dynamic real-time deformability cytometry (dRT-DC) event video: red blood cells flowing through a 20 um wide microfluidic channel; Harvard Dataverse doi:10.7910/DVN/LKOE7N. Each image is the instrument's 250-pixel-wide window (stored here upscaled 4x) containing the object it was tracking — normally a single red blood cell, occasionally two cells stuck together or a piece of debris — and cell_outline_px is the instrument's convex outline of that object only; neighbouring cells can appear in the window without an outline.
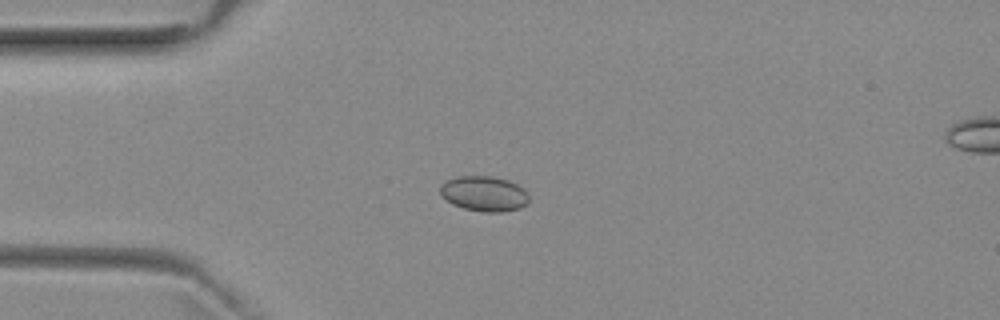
{"species": "common noctule bat (a hibernating species)", "species_latin": "Nyctalus noctula", "temperature_condition": "room temperature", "stored_images_in_passage": 50, "camera_frame_rate_fps": 3000, "um_per_image_px": 0.085, "animal": {"sex": "female", "body_mass_g": 29.2, "forearm_length_mm": 56.3}, "frame": {"image": 1, "passage_image": 11, "time_ms": 3.333, "image_size_px": [1000, 320], "cell_outline_px": [[528, 204], [520, 208], [504, 212], [484, 212], [464, 208], [452, 204], [440, 192], [440, 184], [444, 180], [460, 176], [492, 176], [508, 180], [524, 188], [528, 192]], "centroid_in_image_um": [41.17, 16.46], "position_along_channel_um": 43.8, "area_um2": 18.32}}
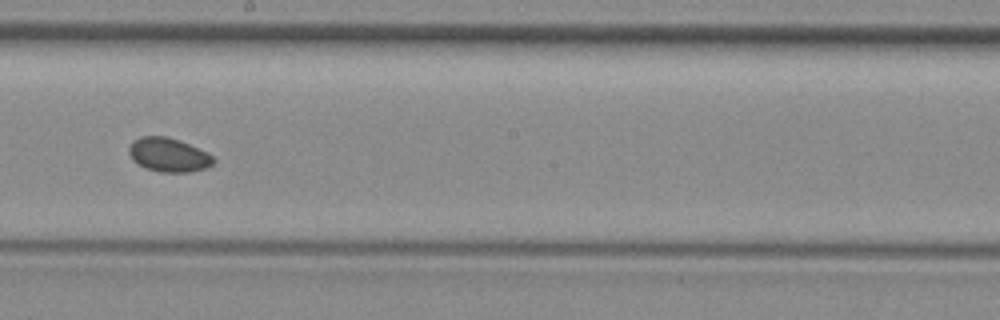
{"frame": {"image": 2, "passage_image": 27, "time_ms": 8.667, "image_size_px": [1000, 320], "cell_outline_px": [[216, 160], [212, 164], [204, 168], [188, 172], [160, 172], [144, 168], [132, 160], [128, 152], [128, 148], [140, 136], [164, 136], [180, 140], [208, 152]], "centroid_in_image_um": [14.32, 13.16], "position_along_channel_um": 233.9, "area_um2": 16.7}}
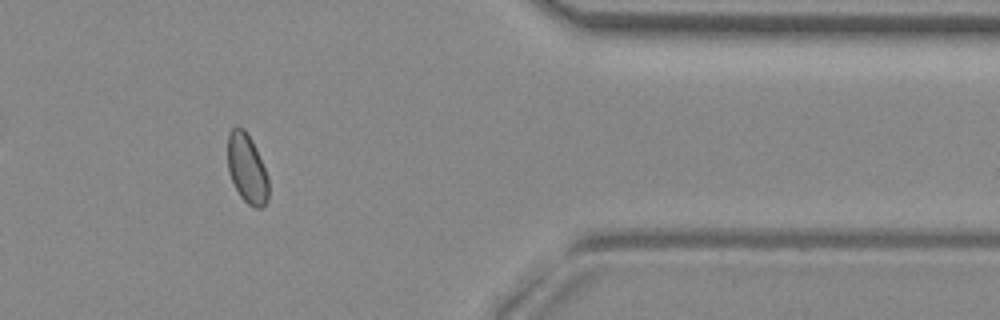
{"frame": {"image": 3, "passage_image": 41, "time_ms": 13.333, "image_size_px": [1000, 320], "cell_outline_px": [[268, 200], [260, 208], [256, 208], [248, 204], [240, 196], [232, 180], [228, 168], [228, 132], [232, 128], [244, 128], [252, 140], [264, 168], [268, 180]], "centroid_in_image_um": [20.98, 14.33], "position_along_channel_um": 390.4, "area_um2": 16.18}, "authors_computed_cell_mechanics": {"area_um2": 16.7042, "velocity_mm_per_s": 3.9224, "shape_relaxation_time_tau1_ms": null, "shape_relaxation_time_tau2_ms": 8.626, "deformation_change_tau1": null, "deformation_change_tau2": 0.083}}